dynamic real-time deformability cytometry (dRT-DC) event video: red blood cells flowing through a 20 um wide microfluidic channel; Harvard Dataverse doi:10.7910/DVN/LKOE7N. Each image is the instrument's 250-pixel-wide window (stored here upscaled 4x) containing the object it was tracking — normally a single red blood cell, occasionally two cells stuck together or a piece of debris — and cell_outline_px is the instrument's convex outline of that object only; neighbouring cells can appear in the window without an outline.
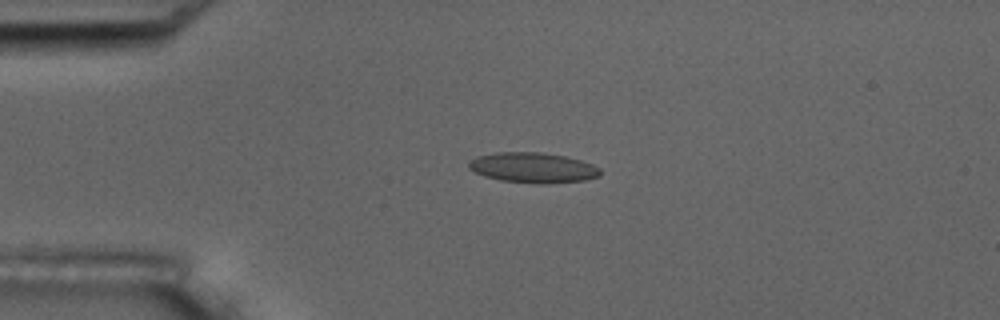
{"species": "common noctule bat (a hibernating species)", "species_latin": "Nyctalus noctula", "temperature_condition": "room temperature", "stored_images_in_passage": 5, "camera_frame_rate_fps": 3000, "um_per_image_px": 0.085, "animal": {"sex": "male", "body_mass_g": 17.5, "forearm_length_mm": 52.3}, "frame": {"image": 1, "passage_image": 3, "time_ms": 2.0, "image_size_px": [1000, 320], "cell_outline_px": [[600, 176], [584, 180], [548, 184], [536, 184], [500, 180], [484, 176], [468, 168], [468, 160], [476, 156], [496, 152], [540, 152], [564, 156], [580, 160], [592, 164], [600, 168]], "centroid_in_image_um": [45.27, 14.25], "position_along_channel_um": 39.7, "area_um2": 23.35}}